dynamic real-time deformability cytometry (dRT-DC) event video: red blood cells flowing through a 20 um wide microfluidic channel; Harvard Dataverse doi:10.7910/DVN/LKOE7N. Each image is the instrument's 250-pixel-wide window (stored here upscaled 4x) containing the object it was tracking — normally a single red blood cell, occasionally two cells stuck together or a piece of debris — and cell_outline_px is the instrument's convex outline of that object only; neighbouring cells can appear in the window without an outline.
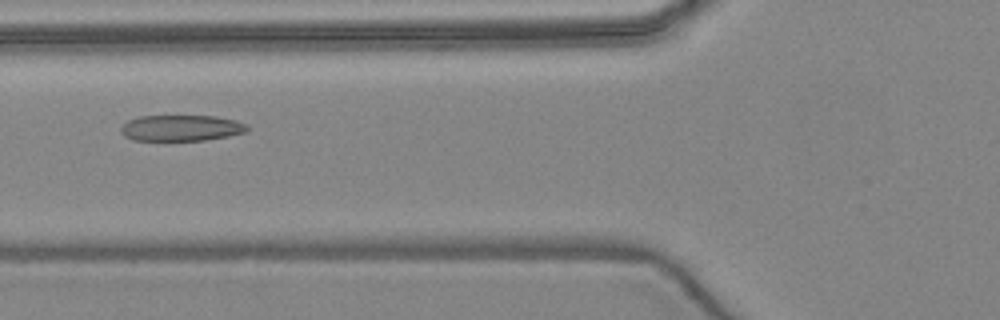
{"species": "common noctule bat (a hibernating species)", "species_latin": "Nyctalus noctula", "temperature_condition": "warm", "stored_images_in_passage": 4, "camera_frame_rate_fps": 3000, "um_per_image_px": 0.085, "animal": {"sex": "female", "body_mass_g": 24.6, "forearm_length_mm": 56.2}, "frame": {"image": 1, "passage_image": 3, "time_ms": 2.333, "image_size_px": [1000, 320], "cell_outline_px": [[248, 132], [228, 136], [204, 140], [132, 140], [124, 136], [120, 132], [120, 128], [128, 120], [140, 116], [216, 116], [236, 120], [248, 124]], "centroid_in_image_um": [15.42, 10.88], "position_along_channel_um": 110.4, "area_um2": 19.25}}
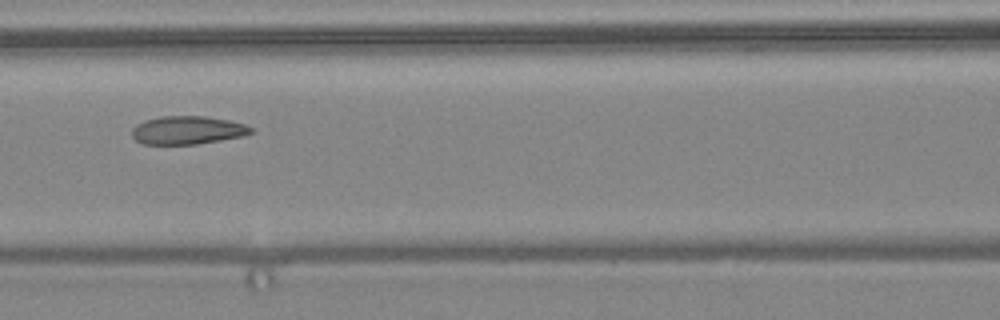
{"frame": {"image": 2, "passage_image": 4, "time_ms": 3.333, "image_size_px": [1000, 320], "cell_outline_px": [[252, 132], [244, 136], [196, 144], [144, 144], [136, 140], [132, 136], [132, 128], [136, 124], [144, 120], [160, 116], [204, 116], [228, 120], [244, 124], [252, 128]], "centroid_in_image_um": [15.91, 11.06], "position_along_channel_um": 150.7, "area_um2": 19.54}}